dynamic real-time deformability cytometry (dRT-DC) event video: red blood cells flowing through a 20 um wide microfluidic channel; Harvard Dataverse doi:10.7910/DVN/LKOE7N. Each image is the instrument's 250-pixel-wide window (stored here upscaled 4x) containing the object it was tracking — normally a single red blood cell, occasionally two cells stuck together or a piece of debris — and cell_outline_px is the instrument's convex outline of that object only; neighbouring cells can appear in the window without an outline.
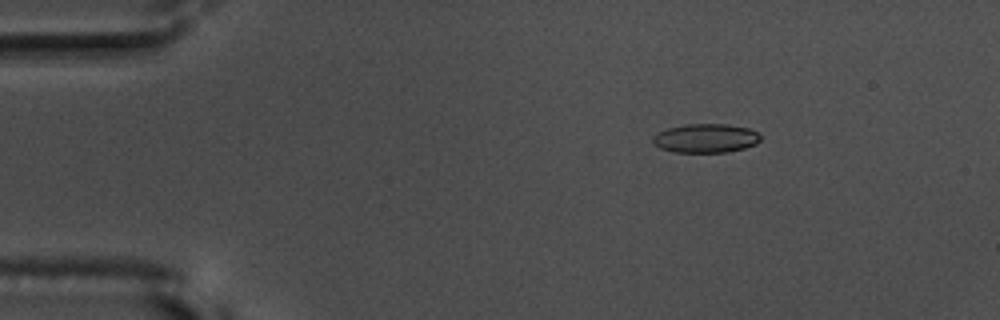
{"species": "common noctule bat (a hibernating species)", "species_latin": "Nyctalus noctula", "temperature_condition": "warm", "stored_images_in_passage": 48, "camera_frame_rate_fps": 3000, "um_per_image_px": 0.085, "animal": {"sex": "male", "body_mass_g": 17.5, "forearm_length_mm": 52.3}, "frame": {"image": 1, "passage_image": 1, "time_ms": 0.0, "image_size_px": [1000, 320], "cell_outline_px": [[760, 140], [756, 144], [744, 148], [728, 152], [672, 152], [660, 148], [652, 144], [652, 136], [668, 128], [684, 124], [728, 124], [748, 128], [756, 132], [760, 136]], "centroid_in_image_um": [59.96, 11.75], "position_along_channel_um": 25.0, "area_um2": 18.21}}
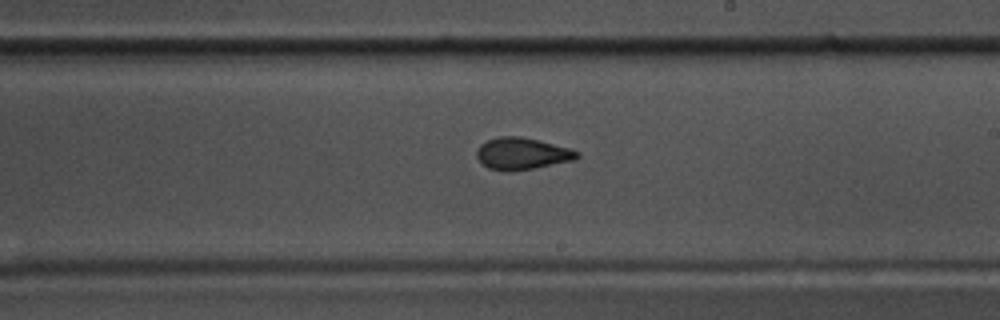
{"frame": {"image": 2, "passage_image": 25, "time_ms": 8.0, "image_size_px": [1000, 320], "cell_outline_px": [[580, 156], [572, 160], [536, 168], [508, 172], [488, 168], [476, 156], [476, 152], [480, 144], [488, 140], [500, 136], [520, 136], [568, 148], [580, 152]], "centroid_in_image_um": [44.35, 13.07], "position_along_channel_um": 244.7, "area_um2": 18.44}}
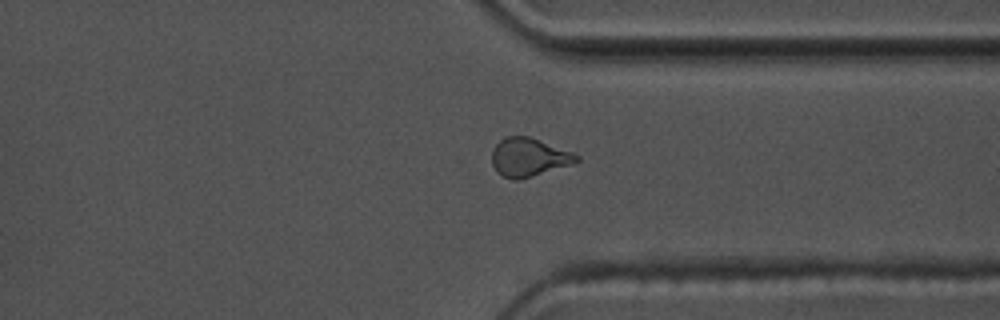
{"frame": {"image": 3, "passage_image": 35, "time_ms": 11.333, "image_size_px": [1000, 320], "cell_outline_px": [[580, 160], [572, 164], [516, 180], [512, 180], [496, 172], [492, 164], [492, 148], [504, 136], [528, 136], [572, 152], [580, 156]], "centroid_in_image_um": [44.92, 13.35], "position_along_channel_um": 366.5, "area_um2": 18.79}, "authors_computed_cell_mechanics": {"area_um2": 18.6116, "velocity_mm_per_s": 3.6561, "shape_relaxation_time_tau1_ms": 5.6491, "shape_relaxation_time_tau2_ms": 1.7287, "deformation_change_tau1": 0.1764, "deformation_change_tau2": 0.0882}}